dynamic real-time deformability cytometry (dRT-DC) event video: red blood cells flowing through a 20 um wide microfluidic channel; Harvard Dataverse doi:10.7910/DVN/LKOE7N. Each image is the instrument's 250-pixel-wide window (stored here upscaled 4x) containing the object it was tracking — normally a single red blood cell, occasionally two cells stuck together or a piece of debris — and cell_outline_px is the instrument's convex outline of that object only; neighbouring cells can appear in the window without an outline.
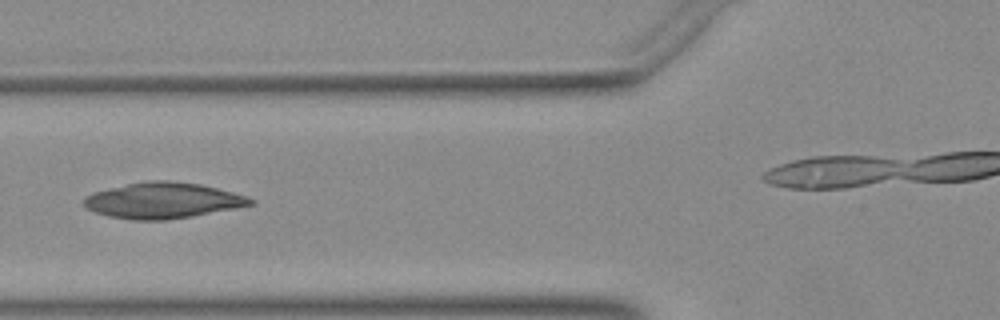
{"species": "Egyptian fruit bat (a non-hibernating species)", "species_latin": "Rousettus aegyptiacus", "temperature_condition": "warm", "stored_images_in_passage": 36, "camera_frame_rate_fps": 3000, "um_per_image_px": 0.085, "animal": {"sex": "female"}, "frame": {"image": 1, "passage_image": 14, "time_ms": 4.333, "image_size_px": [1000, 320], "cell_outline_px": [[256, 204], [236, 208], [192, 216], [164, 220], [132, 220], [108, 216], [96, 212], [88, 208], [84, 204], [84, 196], [92, 192], [108, 188], [128, 184], [152, 180], [168, 180], [200, 184], [232, 192], [256, 200]], "centroid_in_image_um": [13.84, 17.04], "position_along_channel_um": 112.0, "area_um2": 34.62}}
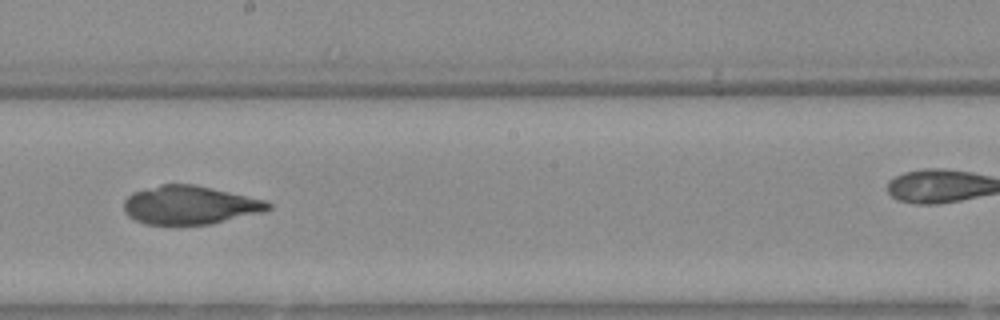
{"frame": {"image": 2, "passage_image": 23, "time_ms": 7.333, "image_size_px": [1000, 320], "cell_outline_px": [[272, 208], [260, 212], [208, 224], [144, 224], [128, 216], [124, 212], [124, 200], [132, 192], [164, 184], [192, 184], [264, 200], [272, 204]], "centroid_in_image_um": [16.08, 17.43], "position_along_channel_um": 232.1, "area_um2": 31.73}}
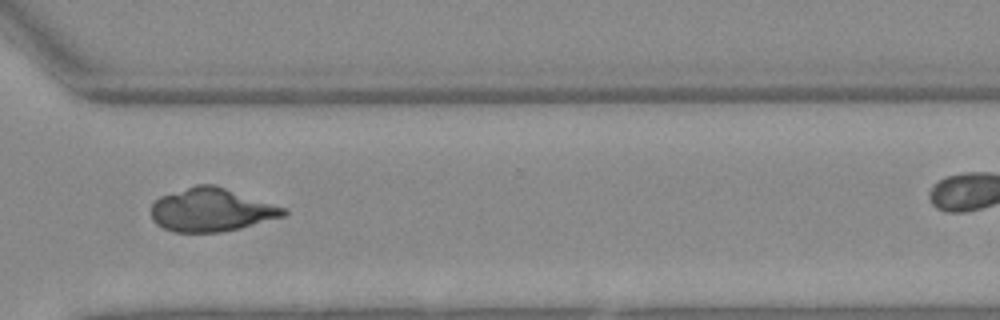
{"frame": {"image": 3, "passage_image": 32, "time_ms": 10.333, "image_size_px": [1000, 320], "cell_outline_px": [[288, 216], [240, 228], [220, 232], [176, 232], [164, 228], [156, 224], [152, 220], [152, 204], [160, 196], [196, 184], [212, 184], [284, 208], [288, 212]], "centroid_in_image_um": [17.96, 17.85], "position_along_channel_um": 352.6, "area_um2": 33.12}}